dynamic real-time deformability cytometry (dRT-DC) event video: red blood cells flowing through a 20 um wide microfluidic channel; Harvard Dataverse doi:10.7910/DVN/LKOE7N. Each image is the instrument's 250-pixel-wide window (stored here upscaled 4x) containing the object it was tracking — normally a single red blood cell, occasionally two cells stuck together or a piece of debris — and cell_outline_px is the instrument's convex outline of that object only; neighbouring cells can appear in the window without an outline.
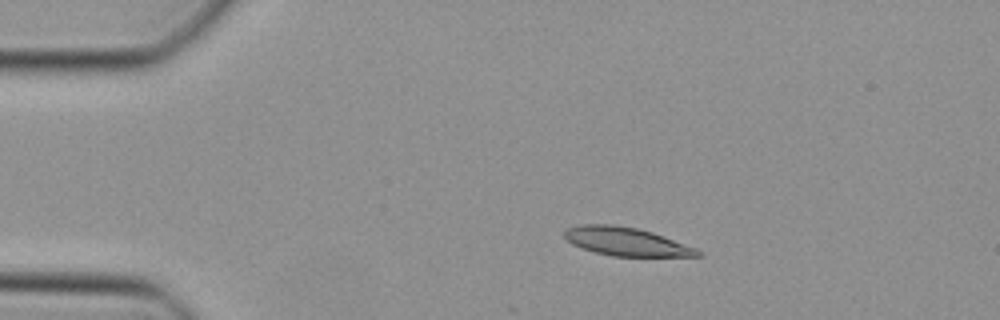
{"species": "Egyptian fruit bat (a non-hibernating species)", "species_latin": "Rousettus aegyptiacus", "temperature_condition": "cold", "stored_images_in_passage": 15, "camera_frame_rate_fps": 3000, "um_per_image_px": 0.085, "animal": {"sex": "female"}, "frame": {"image": 1, "passage_image": 1, "time_ms": 0.0, "image_size_px": [1000, 320], "cell_outline_px": [[704, 256], [612, 256], [596, 252], [572, 244], [564, 236], [564, 232], [568, 228], [580, 224], [612, 224], [636, 228], [652, 232], [664, 236], [696, 248], [704, 252]], "centroid_in_image_um": [53.26, 20.53], "position_along_channel_um": 31.7, "area_um2": 21.91}}
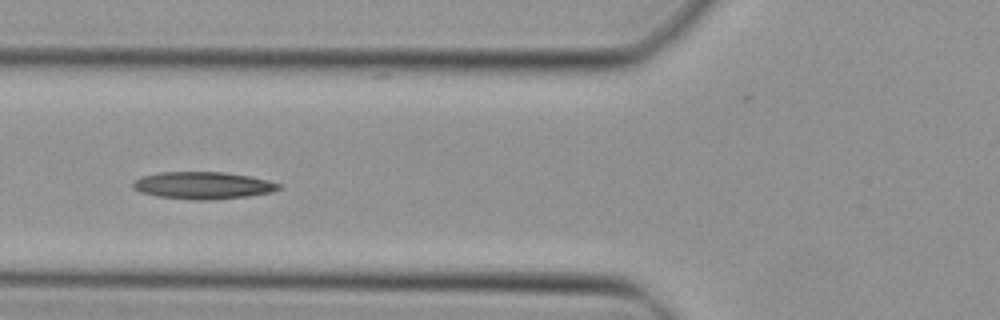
{"frame": {"image": 2, "passage_image": 10, "time_ms": 3.0, "image_size_px": [1000, 320], "cell_outline_px": [[284, 188], [272, 192], [248, 196], [212, 200], [196, 200], [156, 196], [140, 192], [132, 188], [132, 180], [140, 176], [160, 172], [224, 172], [252, 176], [268, 180], [280, 184]], "centroid_in_image_um": [17.24, 15.76], "position_along_channel_um": 108.6, "area_um2": 23.47}}
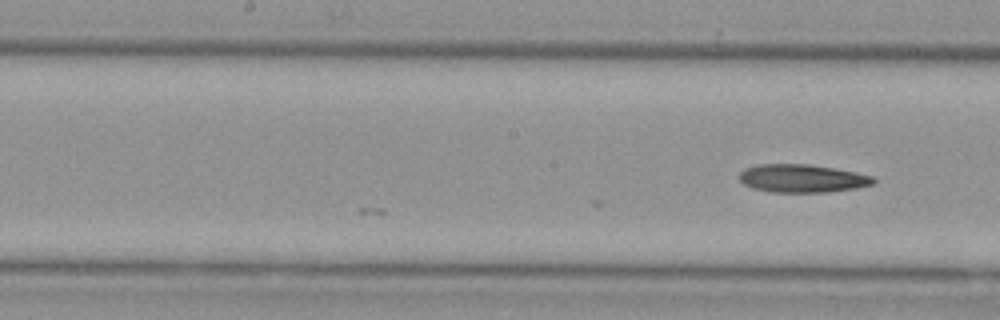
{"frame": {"image": 3, "passage_image": 15, "time_ms": 4.667, "image_size_px": [1000, 320], "cell_outline_px": [[876, 184], [856, 188], [828, 192], [772, 192], [752, 188], [744, 184], [740, 180], [740, 172], [744, 168], [756, 164], [812, 164], [836, 168], [856, 172], [872, 176], [876, 180]], "centroid_in_image_um": [68.21, 15.15], "position_along_channel_um": 180.0, "area_um2": 22.2}}